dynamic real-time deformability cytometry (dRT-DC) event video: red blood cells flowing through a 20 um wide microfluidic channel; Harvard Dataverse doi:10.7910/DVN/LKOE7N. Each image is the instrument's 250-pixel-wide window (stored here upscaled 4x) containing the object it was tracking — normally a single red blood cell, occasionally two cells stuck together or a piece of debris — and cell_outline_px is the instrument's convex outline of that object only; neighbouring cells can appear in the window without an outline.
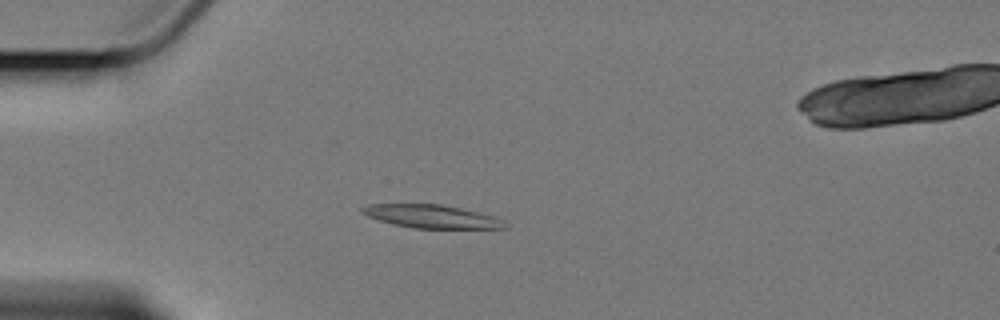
{"species": "Egyptian fruit bat (a non-hibernating species)", "species_latin": "Rousettus aegyptiacus", "temperature_condition": "cold", "stored_images_in_passage": 7, "camera_frame_rate_fps": 3000, "um_per_image_px": 0.085, "animal": {"sex": "female"}, "frame": {"image": 1, "passage_image": 2, "time_ms": 1.0, "image_size_px": [1000, 320], "cell_outline_px": [[508, 228], [416, 228], [396, 224], [380, 220], [368, 216], [360, 212], [360, 208], [368, 204], [444, 204], [480, 212], [496, 216], [504, 220]], "centroid_in_image_um": [36.74, 18.38], "position_along_channel_um": 48.3, "area_um2": 19.31}}
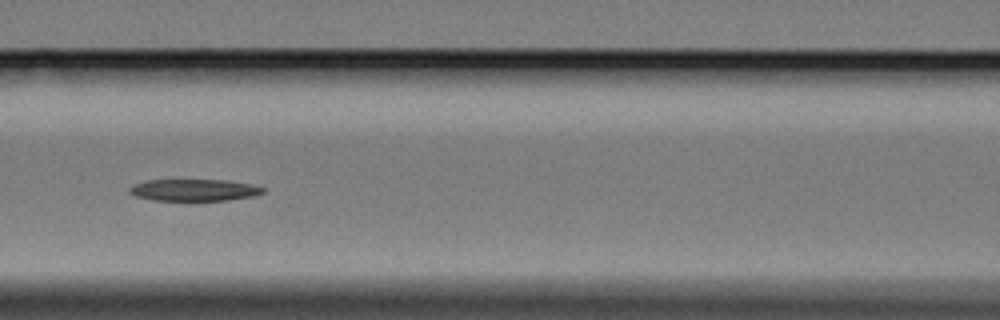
{"frame": {"image": 2, "passage_image": 5, "time_ms": 4.667, "image_size_px": [1000, 320], "cell_outline_px": [[264, 192], [252, 196], [228, 200], [152, 200], [136, 196], [128, 192], [128, 188], [132, 184], [144, 180], [224, 180], [252, 184], [264, 188]], "centroid_in_image_um": [16.44, 16.14], "position_along_channel_um": 150.2, "area_um2": 16.94}}
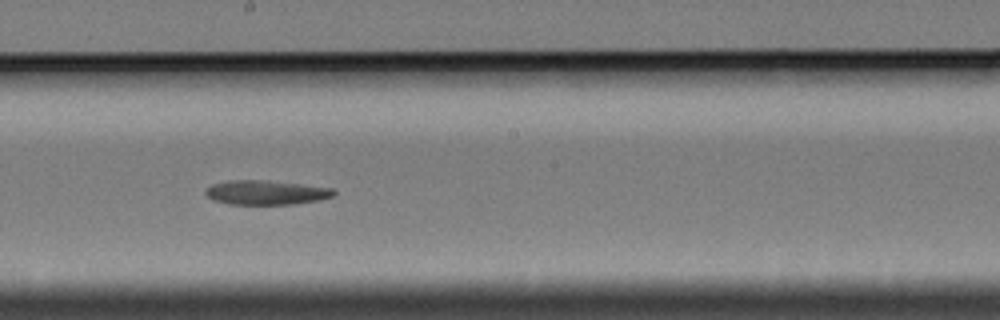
{"frame": {"image": 3, "passage_image": 7, "time_ms": 7.0, "image_size_px": [1000, 320], "cell_outline_px": [[336, 192], [332, 196], [320, 200], [296, 204], [228, 204], [212, 200], [204, 192], [212, 184], [228, 180], [268, 180], [332, 188]], "centroid_in_image_um": [22.6, 16.36], "position_along_channel_um": 225.6, "area_um2": 18.21}}